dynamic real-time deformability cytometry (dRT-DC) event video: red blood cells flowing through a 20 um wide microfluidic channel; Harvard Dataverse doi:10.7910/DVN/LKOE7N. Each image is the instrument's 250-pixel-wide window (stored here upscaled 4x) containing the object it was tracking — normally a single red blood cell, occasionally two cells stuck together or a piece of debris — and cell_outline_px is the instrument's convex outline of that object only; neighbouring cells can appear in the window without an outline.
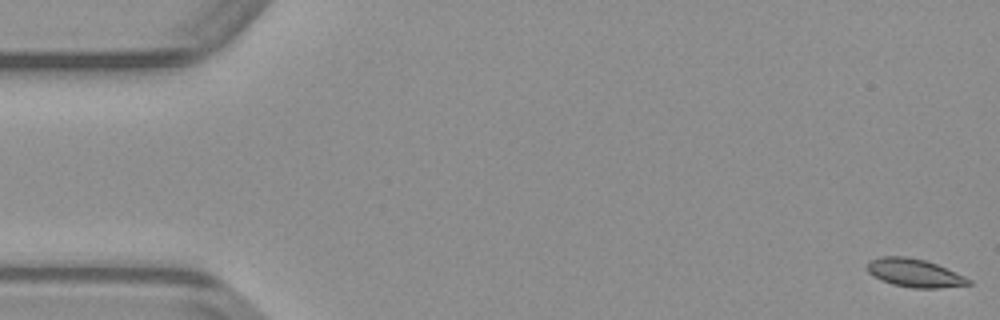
{"species": "common noctule bat (a hibernating species)", "species_latin": "Nyctalus noctula", "temperature_condition": "warm", "stored_images_in_passage": 49, "camera_frame_rate_fps": 3000, "um_per_image_px": 0.085, "animal": {"sex": "male", "body_mass_g": 23.1, "forearm_length_mm": 52.7}, "frame": {"image": 1, "passage_image": 1, "time_ms": 0.0, "image_size_px": [1000, 320], "cell_outline_px": [[972, 284], [940, 288], [912, 288], [892, 284], [880, 280], [872, 276], [864, 268], [868, 260], [884, 256], [908, 256], [924, 260], [936, 264], [964, 276], [972, 280]], "centroid_in_image_um": [77.67, 23.2], "position_along_channel_um": 7.3, "area_um2": 16.88}}
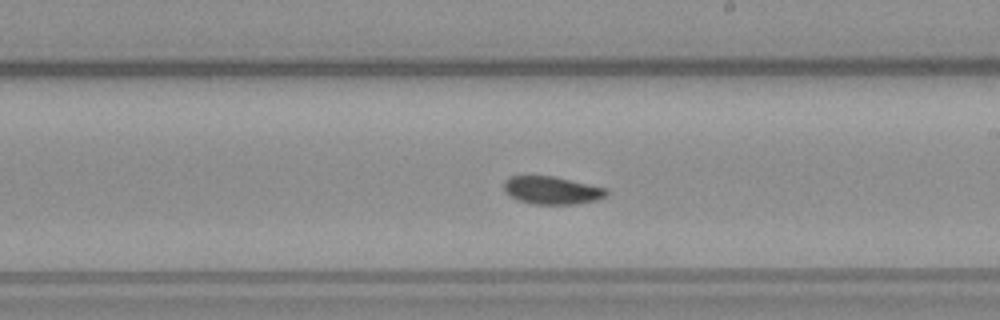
{"frame": {"image": 2, "passage_image": 28, "time_ms": 9.0, "image_size_px": [1000, 320], "cell_outline_px": [[608, 196], [596, 200], [576, 204], [532, 204], [520, 200], [504, 192], [504, 180], [508, 176], [552, 176], [608, 188]], "centroid_in_image_um": [46.93, 16.17], "position_along_channel_um": 242.1, "area_um2": 16.65}}
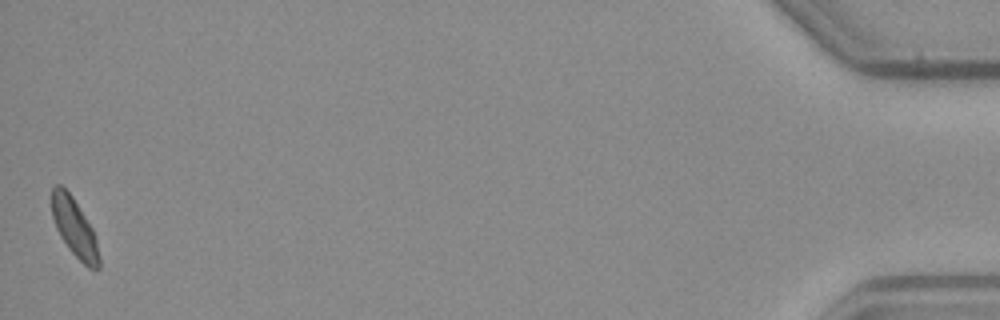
{"frame": {"image": 3, "passage_image": 49, "time_ms": 16.0, "image_size_px": [1000, 320], "cell_outline_px": [[100, 268], [88, 268], [68, 248], [60, 236], [56, 228], [52, 216], [52, 188], [56, 184], [60, 184], [72, 196], [92, 228], [96, 240], [100, 260]], "centroid_in_image_um": [6.32, 19.35], "position_along_channel_um": 428.9, "area_um2": 15.84}}